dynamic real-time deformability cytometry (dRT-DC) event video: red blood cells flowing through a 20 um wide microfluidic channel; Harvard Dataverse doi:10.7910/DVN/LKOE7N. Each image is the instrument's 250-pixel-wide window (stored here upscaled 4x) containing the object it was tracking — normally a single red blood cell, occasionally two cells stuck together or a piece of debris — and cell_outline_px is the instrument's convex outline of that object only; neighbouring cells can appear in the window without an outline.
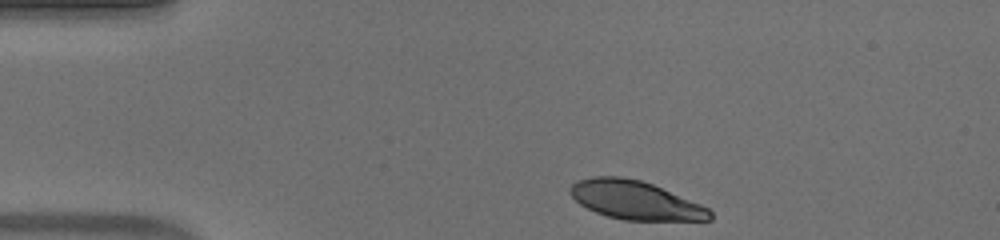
{"species": "human", "species_latin": "Homo sapiens", "temperature_condition": "warm", "stored_images_in_passage": 44, "camera_frame_rate_fps": 3000, "um_per_image_px": 0.085, "donor": {"sex": "male"}, "frame": {"image": 1, "passage_image": 1, "time_ms": 0.0, "image_size_px": [1000, 240], "cell_outline_px": [[712, 220], [624, 220], [608, 216], [596, 212], [580, 204], [568, 192], [568, 188], [576, 180], [592, 176], [620, 176], [640, 180], [652, 184], [700, 204], [708, 208], [712, 212]], "centroid_in_image_um": [53.96, 17.0], "position_along_channel_um": 31.0, "area_um2": 31.27}}
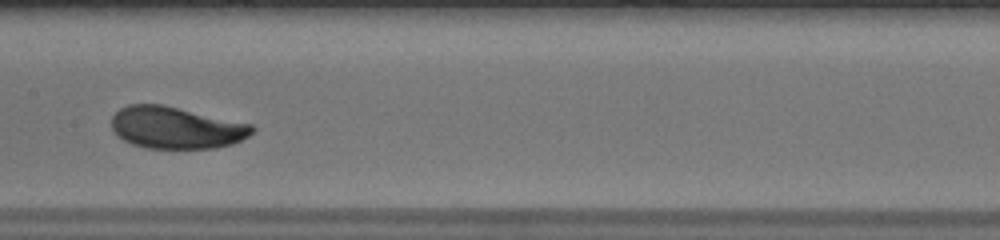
{"frame": {"image": 2, "passage_image": 18, "time_ms": 5.667, "image_size_px": [1000, 240], "cell_outline_px": [[256, 128], [248, 136], [232, 144], [216, 148], [144, 148], [132, 144], [116, 136], [112, 128], [112, 116], [120, 108], [128, 104], [160, 104], [252, 124]], "centroid_in_image_um": [14.94, 10.86], "position_along_channel_um": 192.5, "area_um2": 34.28}}
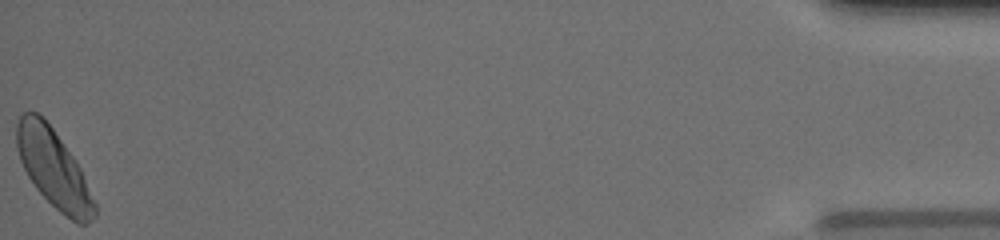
{"frame": {"image": 3, "passage_image": 44, "time_ms": 14.333, "image_size_px": [1000, 240], "cell_outline_px": [[96, 216], [88, 224], [76, 224], [60, 212], [36, 188], [28, 176], [20, 160], [16, 148], [16, 124], [20, 116], [24, 112], [36, 112], [52, 128], [72, 156], [80, 168], [96, 204]], "centroid_in_image_um": [4.55, 14.37], "position_along_channel_um": 430.6, "area_um2": 34.97}, "authors_computed_cell_mechanics": {"area_um2": 34.4199, "velocity_mm_per_s": 3.8913, "shape_relaxation_time_tau1_ms": 1.8094, "shape_relaxation_time_tau2_ms": null, "deformation_change_tau1": 0.1169, "deformation_change_tau2": null}}